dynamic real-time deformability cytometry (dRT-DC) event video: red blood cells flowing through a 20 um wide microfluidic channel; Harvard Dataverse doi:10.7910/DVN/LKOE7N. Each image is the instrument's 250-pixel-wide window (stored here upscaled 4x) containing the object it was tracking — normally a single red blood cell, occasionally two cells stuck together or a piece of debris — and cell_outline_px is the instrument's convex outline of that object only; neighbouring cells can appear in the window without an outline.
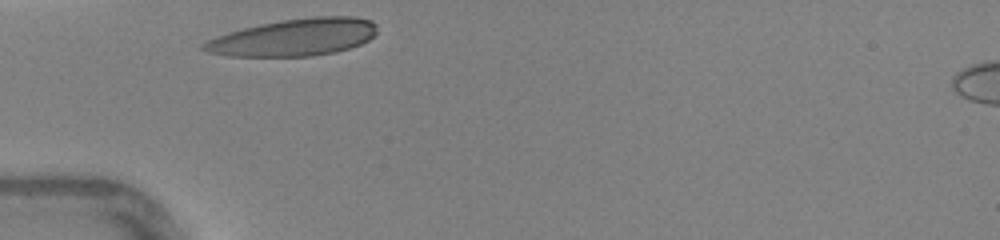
{"species": "human", "species_latin": "Homo sapiens", "temperature_condition": "warm", "stored_images_in_passage": 23, "camera_frame_rate_fps": 3000, "um_per_image_px": 0.085, "donor": {"sex": "female"}, "frame": {"image": 1, "passage_image": 1, "time_ms": 0.0, "image_size_px": [1000, 240], "cell_outline_px": [[376, 32], [368, 40], [360, 44], [336, 52], [312, 56], [228, 56], [208, 52], [200, 48], [200, 44], [216, 36], [228, 32], [260, 24], [280, 20], [316, 16], [356, 16], [372, 20], [376, 24]], "centroid_in_image_um": [24.99, 3.17], "position_along_channel_um": 60.0, "area_um2": 37.63}}
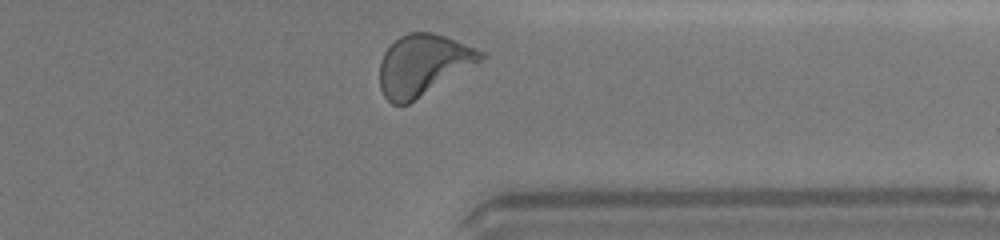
{"frame": {"image": 2, "passage_image": 23, "time_ms": 7.333, "image_size_px": [1000, 240], "cell_outline_px": [[488, 56], [408, 104], [392, 104], [384, 96], [380, 88], [380, 60], [384, 52], [400, 36], [408, 32], [432, 32], [456, 40], [476, 48], [484, 52]], "centroid_in_image_um": [35.94, 5.5], "position_along_channel_um": 375.5, "area_um2": 35.43}, "authors_computed_cell_mechanics": {"area_um2": 35.1424, "velocity_mm_per_s": 4.3874, "shape_relaxation_time_tau1_ms": 2.9524, "shape_relaxation_time_tau2_ms": 0.7986, "deformation_change_tau1": 0.1703, "deformation_change_tau2": 0.0659}}